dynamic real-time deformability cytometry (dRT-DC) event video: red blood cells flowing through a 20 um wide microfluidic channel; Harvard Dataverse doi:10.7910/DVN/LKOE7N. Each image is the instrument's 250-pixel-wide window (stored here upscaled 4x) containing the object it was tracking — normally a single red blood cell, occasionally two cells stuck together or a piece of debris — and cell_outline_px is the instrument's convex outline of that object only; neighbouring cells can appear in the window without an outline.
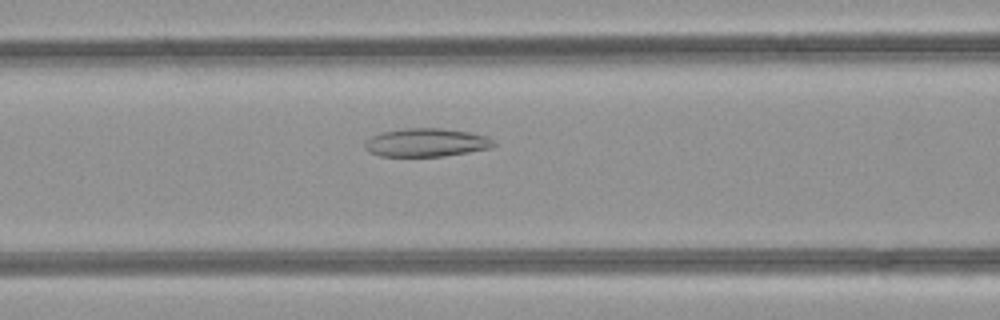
{"species": "common noctule bat (a hibernating species)", "species_latin": "Nyctalus noctula", "temperature_condition": "room temperature", "stored_images_in_passage": 50, "camera_frame_rate_fps": 3000, "um_per_image_px": 0.085, "animal": {"sex": "female", "body_mass_g": 21.9}, "frame": {"image": 1, "passage_image": 21, "time_ms": 6.667, "image_size_px": [1000, 320], "cell_outline_px": [[496, 144], [492, 148], [444, 156], [380, 156], [368, 152], [364, 148], [364, 144], [372, 136], [380, 132], [404, 128], [440, 128], [468, 132], [488, 136]], "centroid_in_image_um": [36.22, 12.11], "position_along_channel_um": 130.4, "area_um2": 21.33}}
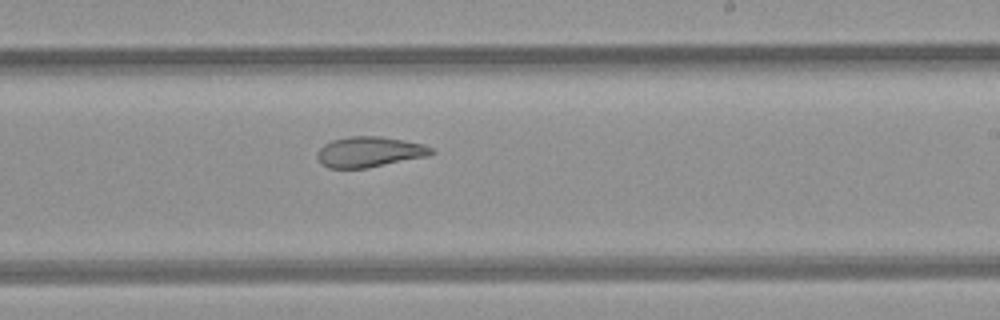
{"frame": {"image": 2, "passage_image": 30, "time_ms": 9.667, "image_size_px": [1000, 320], "cell_outline_px": [[436, 152], [428, 156], [368, 168], [328, 168], [320, 164], [316, 156], [316, 152], [324, 144], [332, 140], [348, 136], [380, 136], [404, 140], [424, 144], [432, 148]], "centroid_in_image_um": [31.39, 12.91], "position_along_channel_um": 257.6, "area_um2": 20.52}}
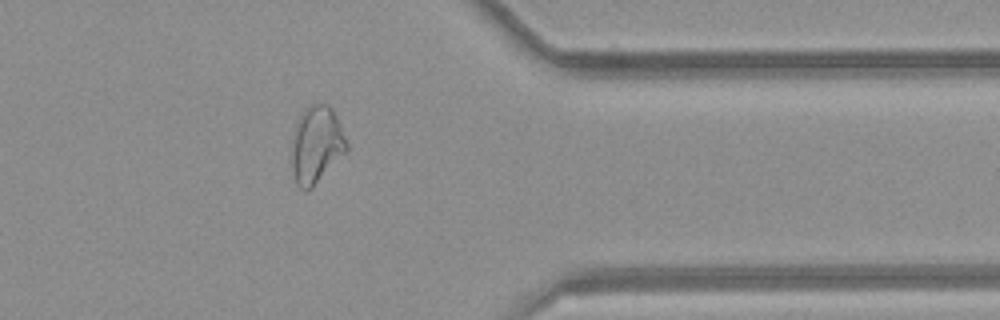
{"frame": {"image": 3, "passage_image": 40, "time_ms": 13.0, "image_size_px": [1000, 320], "cell_outline_px": [[348, 148], [312, 188], [304, 192], [296, 184], [292, 172], [288, 156], [292, 136], [296, 124], [304, 108], [320, 100], [328, 104], [332, 108], [336, 116], [348, 144]], "centroid_in_image_um": [26.82, 12.29], "position_along_channel_um": 384.6, "area_um2": 25.26}}